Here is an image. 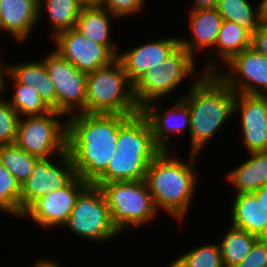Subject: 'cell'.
I'll list each match as a JSON object with an SVG mask.
<instances>
[{"instance_id":"b9f144b4","label":"cell","mask_w":267,"mask_h":267,"mask_svg":"<svg viewBox=\"0 0 267 267\" xmlns=\"http://www.w3.org/2000/svg\"><path fill=\"white\" fill-rule=\"evenodd\" d=\"M55 262L56 261L53 262V260L48 259L38 260L33 267H62L59 263L56 264Z\"/></svg>"},{"instance_id":"277c9868","label":"cell","mask_w":267,"mask_h":267,"mask_svg":"<svg viewBox=\"0 0 267 267\" xmlns=\"http://www.w3.org/2000/svg\"><path fill=\"white\" fill-rule=\"evenodd\" d=\"M141 112L123 64H112L87 73L85 113L135 115Z\"/></svg>"},{"instance_id":"30bf717a","label":"cell","mask_w":267,"mask_h":267,"mask_svg":"<svg viewBox=\"0 0 267 267\" xmlns=\"http://www.w3.org/2000/svg\"><path fill=\"white\" fill-rule=\"evenodd\" d=\"M42 60L56 89L57 111L66 116L85 113L87 73L79 71L53 49Z\"/></svg>"},{"instance_id":"3957f363","label":"cell","mask_w":267,"mask_h":267,"mask_svg":"<svg viewBox=\"0 0 267 267\" xmlns=\"http://www.w3.org/2000/svg\"><path fill=\"white\" fill-rule=\"evenodd\" d=\"M162 150L150 163L145 182L156 210L182 221L195 195L197 174L195 162L198 154L190 153L188 162ZM161 208V209H159Z\"/></svg>"},{"instance_id":"d6986e66","label":"cell","mask_w":267,"mask_h":267,"mask_svg":"<svg viewBox=\"0 0 267 267\" xmlns=\"http://www.w3.org/2000/svg\"><path fill=\"white\" fill-rule=\"evenodd\" d=\"M5 77H10L13 83L32 86L36 89L43 101L54 111H57L56 89L51 81L45 62L33 61L6 66Z\"/></svg>"},{"instance_id":"5bb4252c","label":"cell","mask_w":267,"mask_h":267,"mask_svg":"<svg viewBox=\"0 0 267 267\" xmlns=\"http://www.w3.org/2000/svg\"><path fill=\"white\" fill-rule=\"evenodd\" d=\"M237 112L248 153L267 151V95L235 93L234 114Z\"/></svg>"},{"instance_id":"60d3db41","label":"cell","mask_w":267,"mask_h":267,"mask_svg":"<svg viewBox=\"0 0 267 267\" xmlns=\"http://www.w3.org/2000/svg\"><path fill=\"white\" fill-rule=\"evenodd\" d=\"M2 51H0V93L3 92V90L5 89V85H6V79L4 78V74L6 71V67L5 64L3 63L1 57H2ZM2 91V92H1Z\"/></svg>"},{"instance_id":"83f0119b","label":"cell","mask_w":267,"mask_h":267,"mask_svg":"<svg viewBox=\"0 0 267 267\" xmlns=\"http://www.w3.org/2000/svg\"><path fill=\"white\" fill-rule=\"evenodd\" d=\"M216 9L222 20L238 24L251 35L260 27V5L255 10L248 0H219Z\"/></svg>"},{"instance_id":"8fae6325","label":"cell","mask_w":267,"mask_h":267,"mask_svg":"<svg viewBox=\"0 0 267 267\" xmlns=\"http://www.w3.org/2000/svg\"><path fill=\"white\" fill-rule=\"evenodd\" d=\"M89 183L76 175L66 186L50 191L37 198L22 213V217H30L38 225L46 227L64 226L75 206L80 192Z\"/></svg>"},{"instance_id":"d6a6232c","label":"cell","mask_w":267,"mask_h":267,"mask_svg":"<svg viewBox=\"0 0 267 267\" xmlns=\"http://www.w3.org/2000/svg\"><path fill=\"white\" fill-rule=\"evenodd\" d=\"M19 120V114L9 104L8 99H2L0 96V146L15 144Z\"/></svg>"},{"instance_id":"ffe728a7","label":"cell","mask_w":267,"mask_h":267,"mask_svg":"<svg viewBox=\"0 0 267 267\" xmlns=\"http://www.w3.org/2000/svg\"><path fill=\"white\" fill-rule=\"evenodd\" d=\"M231 214L233 227L267 238V211L254 193H236Z\"/></svg>"},{"instance_id":"ac0fdd59","label":"cell","mask_w":267,"mask_h":267,"mask_svg":"<svg viewBox=\"0 0 267 267\" xmlns=\"http://www.w3.org/2000/svg\"><path fill=\"white\" fill-rule=\"evenodd\" d=\"M0 30L23 42L38 23V0H1Z\"/></svg>"},{"instance_id":"8992f818","label":"cell","mask_w":267,"mask_h":267,"mask_svg":"<svg viewBox=\"0 0 267 267\" xmlns=\"http://www.w3.org/2000/svg\"><path fill=\"white\" fill-rule=\"evenodd\" d=\"M58 111L44 115L20 117L15 144L28 154L39 158H51L67 152V119Z\"/></svg>"},{"instance_id":"603a6c76","label":"cell","mask_w":267,"mask_h":267,"mask_svg":"<svg viewBox=\"0 0 267 267\" xmlns=\"http://www.w3.org/2000/svg\"><path fill=\"white\" fill-rule=\"evenodd\" d=\"M250 157L227 174L236 193H254L267 185V151L251 152Z\"/></svg>"},{"instance_id":"f35d334b","label":"cell","mask_w":267,"mask_h":267,"mask_svg":"<svg viewBox=\"0 0 267 267\" xmlns=\"http://www.w3.org/2000/svg\"><path fill=\"white\" fill-rule=\"evenodd\" d=\"M82 7H103L105 0H78Z\"/></svg>"},{"instance_id":"7402d4cb","label":"cell","mask_w":267,"mask_h":267,"mask_svg":"<svg viewBox=\"0 0 267 267\" xmlns=\"http://www.w3.org/2000/svg\"><path fill=\"white\" fill-rule=\"evenodd\" d=\"M113 18L117 19L103 7H82L74 28L93 42L107 46L118 57L117 45L110 37Z\"/></svg>"},{"instance_id":"8d00e7d4","label":"cell","mask_w":267,"mask_h":267,"mask_svg":"<svg viewBox=\"0 0 267 267\" xmlns=\"http://www.w3.org/2000/svg\"><path fill=\"white\" fill-rule=\"evenodd\" d=\"M193 7L190 11L215 9L219 0H193Z\"/></svg>"},{"instance_id":"ab89813d","label":"cell","mask_w":267,"mask_h":267,"mask_svg":"<svg viewBox=\"0 0 267 267\" xmlns=\"http://www.w3.org/2000/svg\"><path fill=\"white\" fill-rule=\"evenodd\" d=\"M259 5L261 24L267 26V0H262Z\"/></svg>"},{"instance_id":"d590c367","label":"cell","mask_w":267,"mask_h":267,"mask_svg":"<svg viewBox=\"0 0 267 267\" xmlns=\"http://www.w3.org/2000/svg\"><path fill=\"white\" fill-rule=\"evenodd\" d=\"M251 47L260 54L267 56V26L260 24L252 35Z\"/></svg>"},{"instance_id":"52a82bcc","label":"cell","mask_w":267,"mask_h":267,"mask_svg":"<svg viewBox=\"0 0 267 267\" xmlns=\"http://www.w3.org/2000/svg\"><path fill=\"white\" fill-rule=\"evenodd\" d=\"M194 57L179 45L160 64L149 69L134 85V97L139 108L167 96L188 75L195 73Z\"/></svg>"},{"instance_id":"9a60e30c","label":"cell","mask_w":267,"mask_h":267,"mask_svg":"<svg viewBox=\"0 0 267 267\" xmlns=\"http://www.w3.org/2000/svg\"><path fill=\"white\" fill-rule=\"evenodd\" d=\"M173 106L161 111V106L156 105L157 101L150 102L141 108V113L146 117L153 134L156 145L161 150H169L170 135H177L182 130L189 129L190 132V111L188 106L180 99L176 102L170 98ZM175 102V103H174Z\"/></svg>"},{"instance_id":"e575fe53","label":"cell","mask_w":267,"mask_h":267,"mask_svg":"<svg viewBox=\"0 0 267 267\" xmlns=\"http://www.w3.org/2000/svg\"><path fill=\"white\" fill-rule=\"evenodd\" d=\"M235 267H267V238H258L250 253Z\"/></svg>"},{"instance_id":"2e32d148","label":"cell","mask_w":267,"mask_h":267,"mask_svg":"<svg viewBox=\"0 0 267 267\" xmlns=\"http://www.w3.org/2000/svg\"><path fill=\"white\" fill-rule=\"evenodd\" d=\"M179 37L151 41L119 53L117 59L123 64L130 82L135 85L151 68L160 64L179 45Z\"/></svg>"},{"instance_id":"7a4b0ae2","label":"cell","mask_w":267,"mask_h":267,"mask_svg":"<svg viewBox=\"0 0 267 267\" xmlns=\"http://www.w3.org/2000/svg\"><path fill=\"white\" fill-rule=\"evenodd\" d=\"M180 98L190 111V153L199 154L234 114L235 92L216 74L202 73Z\"/></svg>"},{"instance_id":"9c48e42d","label":"cell","mask_w":267,"mask_h":267,"mask_svg":"<svg viewBox=\"0 0 267 267\" xmlns=\"http://www.w3.org/2000/svg\"><path fill=\"white\" fill-rule=\"evenodd\" d=\"M204 73H216L235 93L267 95V56L252 47L234 55L226 64V72L219 71L217 60L207 59ZM230 70V72H229Z\"/></svg>"},{"instance_id":"4dcf8cb0","label":"cell","mask_w":267,"mask_h":267,"mask_svg":"<svg viewBox=\"0 0 267 267\" xmlns=\"http://www.w3.org/2000/svg\"><path fill=\"white\" fill-rule=\"evenodd\" d=\"M171 267H224L218 243H206L180 255Z\"/></svg>"},{"instance_id":"ba28073f","label":"cell","mask_w":267,"mask_h":267,"mask_svg":"<svg viewBox=\"0 0 267 267\" xmlns=\"http://www.w3.org/2000/svg\"><path fill=\"white\" fill-rule=\"evenodd\" d=\"M64 226L74 234L96 242L111 240L120 233L112 224L101 188L93 183H89L80 192Z\"/></svg>"},{"instance_id":"f546056e","label":"cell","mask_w":267,"mask_h":267,"mask_svg":"<svg viewBox=\"0 0 267 267\" xmlns=\"http://www.w3.org/2000/svg\"><path fill=\"white\" fill-rule=\"evenodd\" d=\"M13 85L15 88L13 98H10L8 102L20 117L44 115L52 111L32 86L20 83H14Z\"/></svg>"},{"instance_id":"f1b7e54d","label":"cell","mask_w":267,"mask_h":267,"mask_svg":"<svg viewBox=\"0 0 267 267\" xmlns=\"http://www.w3.org/2000/svg\"><path fill=\"white\" fill-rule=\"evenodd\" d=\"M40 158L19 148L16 144L0 146V163L11 172L22 186L31 175Z\"/></svg>"},{"instance_id":"d4e9b609","label":"cell","mask_w":267,"mask_h":267,"mask_svg":"<svg viewBox=\"0 0 267 267\" xmlns=\"http://www.w3.org/2000/svg\"><path fill=\"white\" fill-rule=\"evenodd\" d=\"M44 5L46 9H43ZM42 9L48 13L54 38L58 33L75 27L82 6L78 0H38V19L42 17Z\"/></svg>"},{"instance_id":"5b68a950","label":"cell","mask_w":267,"mask_h":267,"mask_svg":"<svg viewBox=\"0 0 267 267\" xmlns=\"http://www.w3.org/2000/svg\"><path fill=\"white\" fill-rule=\"evenodd\" d=\"M99 187L107 201L112 224L120 233L143 226L159 213L145 180L112 181Z\"/></svg>"},{"instance_id":"44dd1931","label":"cell","mask_w":267,"mask_h":267,"mask_svg":"<svg viewBox=\"0 0 267 267\" xmlns=\"http://www.w3.org/2000/svg\"><path fill=\"white\" fill-rule=\"evenodd\" d=\"M189 15L190 31L194 39L180 38L179 42L195 58L199 50L215 47L223 20L216 8L190 11Z\"/></svg>"},{"instance_id":"4316f807","label":"cell","mask_w":267,"mask_h":267,"mask_svg":"<svg viewBox=\"0 0 267 267\" xmlns=\"http://www.w3.org/2000/svg\"><path fill=\"white\" fill-rule=\"evenodd\" d=\"M230 227L221 237V242L218 243L224 267L238 265L250 253L252 246L258 239L257 236L245 230Z\"/></svg>"},{"instance_id":"74e56055","label":"cell","mask_w":267,"mask_h":267,"mask_svg":"<svg viewBox=\"0 0 267 267\" xmlns=\"http://www.w3.org/2000/svg\"><path fill=\"white\" fill-rule=\"evenodd\" d=\"M254 194L257 196L259 202H262L264 208L267 211V185L259 188L257 191L254 192Z\"/></svg>"},{"instance_id":"e0dca14e","label":"cell","mask_w":267,"mask_h":267,"mask_svg":"<svg viewBox=\"0 0 267 267\" xmlns=\"http://www.w3.org/2000/svg\"><path fill=\"white\" fill-rule=\"evenodd\" d=\"M116 150L119 155H158L162 151L156 145L151 127L141 112L132 115L120 127Z\"/></svg>"},{"instance_id":"4fadbf2b","label":"cell","mask_w":267,"mask_h":267,"mask_svg":"<svg viewBox=\"0 0 267 267\" xmlns=\"http://www.w3.org/2000/svg\"><path fill=\"white\" fill-rule=\"evenodd\" d=\"M58 158L60 166L50 158H40L36 162L31 175L21 186V216L37 198L66 186L76 176L70 155L66 152Z\"/></svg>"},{"instance_id":"7c38bea8","label":"cell","mask_w":267,"mask_h":267,"mask_svg":"<svg viewBox=\"0 0 267 267\" xmlns=\"http://www.w3.org/2000/svg\"><path fill=\"white\" fill-rule=\"evenodd\" d=\"M52 39L56 45L53 50L85 73L109 66L117 59L107 46L93 42L75 28L60 32Z\"/></svg>"},{"instance_id":"6da1fadb","label":"cell","mask_w":267,"mask_h":267,"mask_svg":"<svg viewBox=\"0 0 267 267\" xmlns=\"http://www.w3.org/2000/svg\"><path fill=\"white\" fill-rule=\"evenodd\" d=\"M131 116L76 113L67 117V153L76 175L94 183L106 171L119 129Z\"/></svg>"},{"instance_id":"836d02e7","label":"cell","mask_w":267,"mask_h":267,"mask_svg":"<svg viewBox=\"0 0 267 267\" xmlns=\"http://www.w3.org/2000/svg\"><path fill=\"white\" fill-rule=\"evenodd\" d=\"M145 2L146 0H105L103 8L119 19L139 13Z\"/></svg>"},{"instance_id":"484cf974","label":"cell","mask_w":267,"mask_h":267,"mask_svg":"<svg viewBox=\"0 0 267 267\" xmlns=\"http://www.w3.org/2000/svg\"><path fill=\"white\" fill-rule=\"evenodd\" d=\"M252 35L232 21H222L214 48L225 64L236 54L251 47Z\"/></svg>"},{"instance_id":"cb8c5ba5","label":"cell","mask_w":267,"mask_h":267,"mask_svg":"<svg viewBox=\"0 0 267 267\" xmlns=\"http://www.w3.org/2000/svg\"><path fill=\"white\" fill-rule=\"evenodd\" d=\"M157 155H119L115 150L106 171L93 183L145 180L148 167Z\"/></svg>"},{"instance_id":"1f68e13d","label":"cell","mask_w":267,"mask_h":267,"mask_svg":"<svg viewBox=\"0 0 267 267\" xmlns=\"http://www.w3.org/2000/svg\"><path fill=\"white\" fill-rule=\"evenodd\" d=\"M0 211L21 217V185L0 163Z\"/></svg>"}]
</instances>
